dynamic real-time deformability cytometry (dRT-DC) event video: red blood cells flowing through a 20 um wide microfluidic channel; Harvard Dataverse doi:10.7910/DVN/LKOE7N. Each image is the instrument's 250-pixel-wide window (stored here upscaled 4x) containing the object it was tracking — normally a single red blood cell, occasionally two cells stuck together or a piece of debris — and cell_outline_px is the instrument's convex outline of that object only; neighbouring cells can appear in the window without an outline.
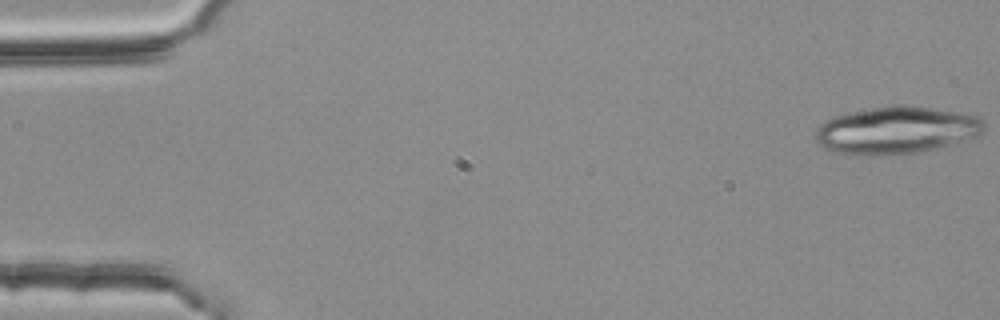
{"species": "common noctule bat (a hibernating species)", "species_latin": "Nyctalus noctula", "temperature_condition": "room temperature", "stored_images_in_passage": 4, "camera_frame_rate_fps": 3000, "um_per_image_px": 0.085, "animal": {"sex": "female", "body_mass_g": 25.1}, "frame": {"image": 1, "passage_image": 1, "time_ms": 0.0, "image_size_px": [1000, 320], "cell_outline_px": [[984, 128], [976, 136], [964, 140], [916, 152], [856, 156], [824, 148], [816, 140], [816, 132], [820, 124], [836, 116], [852, 112], [872, 108], [896, 104], [900, 104], [960, 112], [976, 116], [984, 120]], "centroid_in_image_um": [76.18, 11.05], "position_along_channel_um": 8.8, "area_um2": 45.6}}